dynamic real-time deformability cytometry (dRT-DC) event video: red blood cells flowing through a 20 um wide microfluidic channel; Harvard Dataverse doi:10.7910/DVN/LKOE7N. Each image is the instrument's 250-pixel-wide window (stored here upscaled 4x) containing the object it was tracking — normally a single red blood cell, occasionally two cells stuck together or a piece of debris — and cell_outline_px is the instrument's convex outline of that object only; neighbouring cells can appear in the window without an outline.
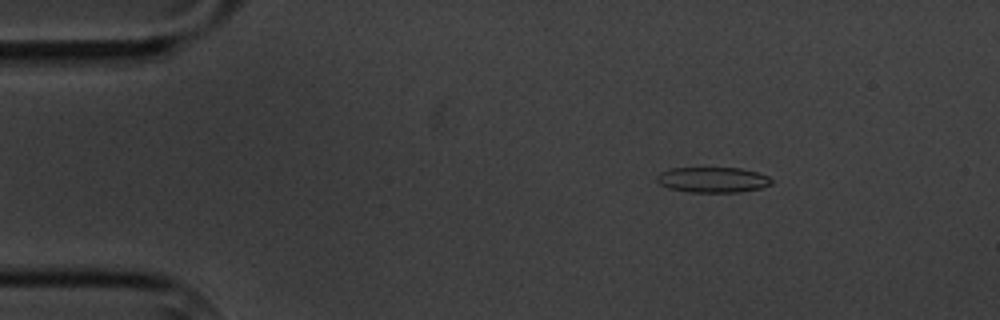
{"species": "common noctule bat (a hibernating species)", "species_latin": "Nyctalus noctula", "temperature_condition": "cold", "stored_images_in_passage": 8, "camera_frame_rate_fps": 3000, "um_per_image_px": 0.085, "animal": {"sex": "male", "body_mass_g": 20.1, "forearm_length_mm": 53.5}, "frame": {"image": 1, "passage_image": 2, "time_ms": 1.333, "image_size_px": [1000, 320], "cell_outline_px": [[772, 184], [760, 188], [740, 192], [692, 192], [668, 188], [660, 184], [656, 180], [656, 176], [660, 172], [672, 168], [740, 168], [756, 172], [768, 176], [772, 180]], "centroid_in_image_um": [60.57, 15.28], "position_along_channel_um": 24.4, "area_um2": 16.94}}
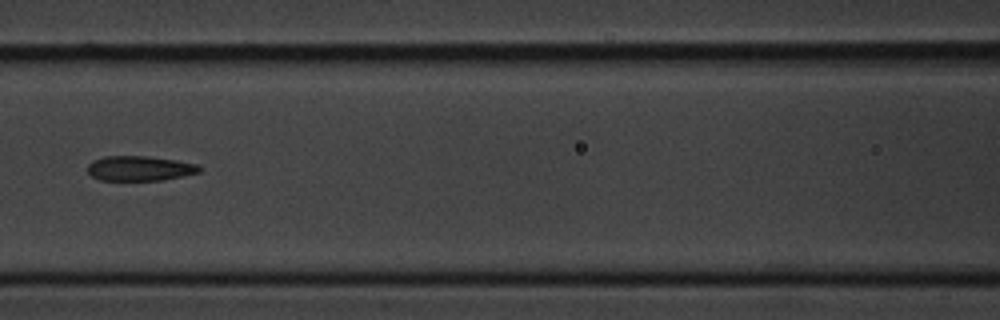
{"frame": {"image": 2, "passage_image": 7, "time_ms": 7.0, "image_size_px": [1000, 320], "cell_outline_px": [[200, 172], [164, 180], [100, 180], [92, 176], [88, 172], [88, 164], [92, 160], [104, 156], [144, 156], [176, 160], [196, 164], [200, 168]], "centroid_in_image_um": [11.84, 14.31], "position_along_channel_um": 154.8, "area_um2": 16.13}}
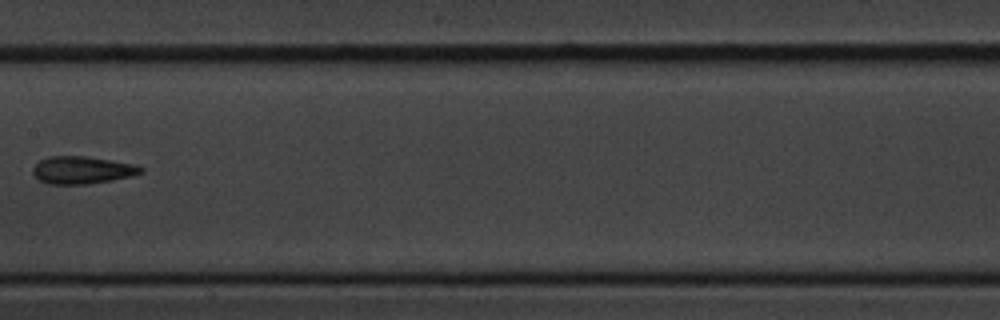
{"frame": {"image": 3, "passage_image": 8, "time_ms": 8.333, "image_size_px": [1000, 320], "cell_outline_px": [[144, 172], [132, 176], [112, 180], [88, 184], [48, 184], [40, 180], [32, 172], [32, 168], [40, 160], [48, 156], [84, 156], [112, 160], [136, 164], [144, 168]], "centroid_in_image_um": [7.01, 14.45], "position_along_channel_um": 200.4, "area_um2": 17.4}}